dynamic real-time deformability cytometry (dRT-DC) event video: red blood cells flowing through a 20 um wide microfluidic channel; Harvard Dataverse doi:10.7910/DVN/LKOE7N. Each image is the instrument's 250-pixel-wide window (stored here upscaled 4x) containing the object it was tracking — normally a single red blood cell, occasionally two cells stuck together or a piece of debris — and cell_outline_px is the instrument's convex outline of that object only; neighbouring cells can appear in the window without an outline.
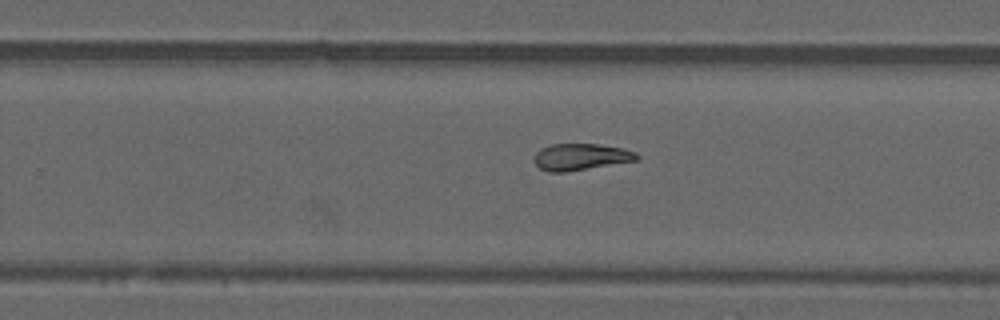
{"species": "common noctule bat (a hibernating species)", "species_latin": "Nyctalus noctula", "temperature_condition": "warm", "stored_images_in_passage": 28, "camera_frame_rate_fps": 3000, "um_per_image_px": 0.085, "animal": {"sex": "male", "forearm_length_mm": 52.5}, "frame": {"image": 1, "passage_image": 20, "time_ms": 6.333, "image_size_px": [1000, 320], "cell_outline_px": [[640, 156], [636, 160], [564, 172], [548, 172], [540, 168], [536, 164], [536, 152], [540, 148], [552, 144], [600, 144], [624, 148], [636, 152]], "centroid_in_image_um": [49.38, 13.32], "position_along_channel_um": 280.4, "area_um2": 15.72}}